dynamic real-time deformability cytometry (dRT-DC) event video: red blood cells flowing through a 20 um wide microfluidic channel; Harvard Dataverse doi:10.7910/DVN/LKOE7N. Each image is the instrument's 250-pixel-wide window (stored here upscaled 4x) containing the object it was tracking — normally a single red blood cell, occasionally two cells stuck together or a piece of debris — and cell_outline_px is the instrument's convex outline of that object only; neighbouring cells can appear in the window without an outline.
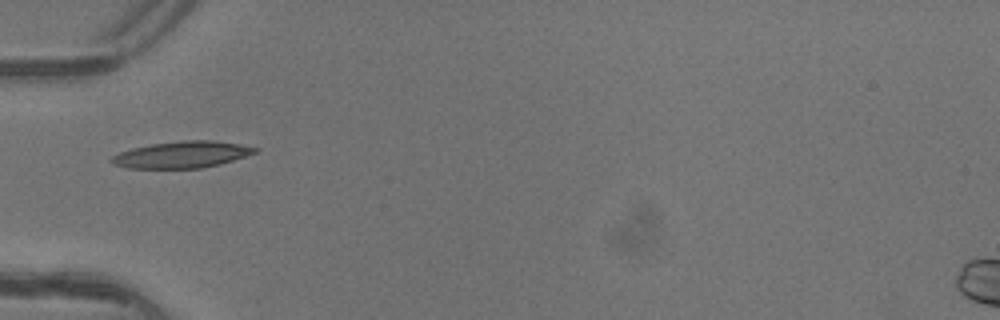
{"species": "common noctule bat (a hibernating species)", "species_latin": "Nyctalus noctula", "temperature_condition": "warm", "stored_images_in_passage": 6, "camera_frame_rate_fps": 3000, "um_per_image_px": 0.085, "animal": {"sex": "female"}, "frame": {"image": 1, "passage_image": 5, "time_ms": 1.333, "image_size_px": [1000, 320], "cell_outline_px": [[260, 148], [256, 152], [220, 164], [200, 168], [128, 168], [116, 164], [108, 160], [112, 156], [120, 152], [132, 148], [152, 144], [184, 140], [212, 140], [240, 144]], "centroid_in_image_um": [15.46, 13.14], "position_along_channel_um": 69.5, "area_um2": 22.02}}
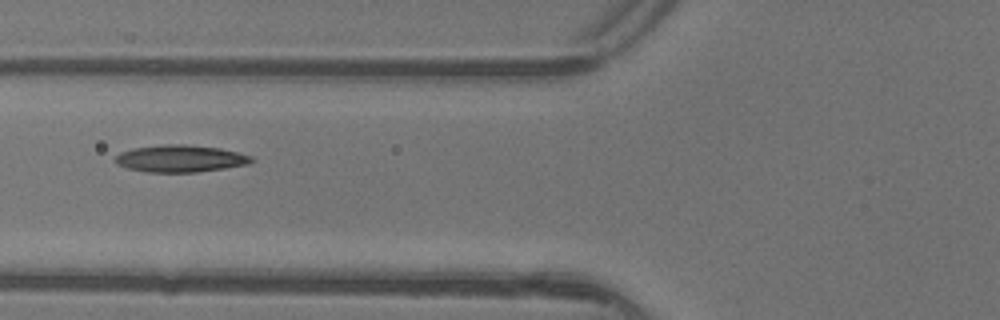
{"frame": {"image": 2, "passage_image": 6, "time_ms": 1.667, "image_size_px": [1000, 320], "cell_outline_px": [[256, 160], [248, 164], [224, 168], [196, 172], [148, 172], [128, 168], [116, 164], [112, 160], [120, 152], [132, 148], [160, 144], [184, 144], [220, 148], [240, 152], [252, 156]], "centroid_in_image_um": [15.32, 13.47], "position_along_channel_um": 110.5, "area_um2": 21.73}}